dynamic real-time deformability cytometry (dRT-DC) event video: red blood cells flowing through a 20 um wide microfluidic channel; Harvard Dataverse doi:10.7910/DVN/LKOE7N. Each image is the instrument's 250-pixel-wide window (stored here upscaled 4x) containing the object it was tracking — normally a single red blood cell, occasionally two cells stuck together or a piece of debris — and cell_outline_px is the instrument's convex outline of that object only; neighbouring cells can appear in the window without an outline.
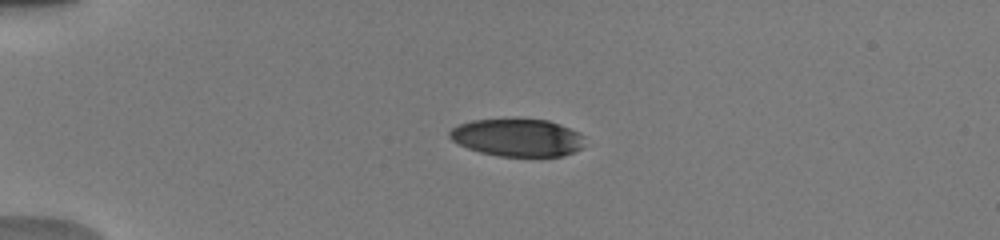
{"species": "human", "species_latin": "Homo sapiens", "temperature_condition": "warm", "stored_images_in_passage": 26, "camera_frame_rate_fps": 3000, "um_per_image_px": 0.085, "donor": {"sex": "male"}, "frame": {"image": 1, "passage_image": 2, "time_ms": 0.333, "image_size_px": [1000, 240], "cell_outline_px": [[584, 148], [564, 156], [496, 156], [480, 152], [468, 148], [452, 140], [448, 136], [448, 132], [452, 128], [460, 124], [472, 120], [548, 120], [560, 124], [580, 132], [584, 136]], "centroid_in_image_um": [44.03, 11.71], "position_along_channel_um": 41.0, "area_um2": 29.59}}
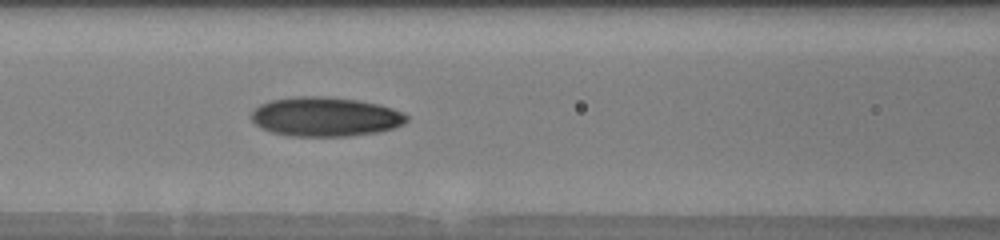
{"frame": {"image": 2, "passage_image": 10, "time_ms": 4.0, "image_size_px": [1000, 240], "cell_outline_px": [[408, 120], [404, 124], [392, 128], [376, 132], [348, 136], [288, 136], [272, 132], [260, 128], [252, 120], [252, 112], [260, 104], [272, 100], [292, 96], [328, 96], [356, 100], [376, 104], [392, 108], [404, 112], [408, 116]], "centroid_in_image_um": [27.64, 9.92], "position_along_channel_um": 139.0, "area_um2": 35.6}}
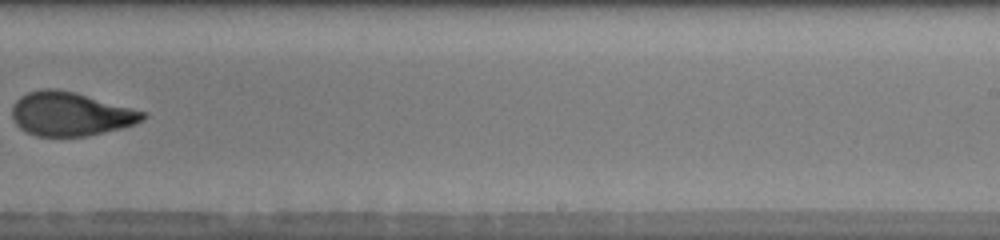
{"frame": {"image": 3, "passage_image": 18, "time_ms": 7.667, "image_size_px": [1000, 240], "cell_outline_px": [[148, 116], [144, 120], [120, 128], [88, 136], [36, 136], [24, 132], [12, 120], [12, 104], [20, 96], [28, 92], [44, 88], [56, 88], [76, 92], [148, 112]], "centroid_in_image_um": [5.98, 9.68], "position_along_channel_um": 283.0, "area_um2": 33.76}, "authors_computed_cell_mechanics": {"area_um2": 33.6107, "velocity_mm_per_s": 3.9399, "shape_relaxation_time_tau1_ms": 8.5399, "shape_relaxation_time_tau2_ms": 1.2052, "deformation_change_tau1": 0.2566, "deformation_change_tau2": 0.0761}}